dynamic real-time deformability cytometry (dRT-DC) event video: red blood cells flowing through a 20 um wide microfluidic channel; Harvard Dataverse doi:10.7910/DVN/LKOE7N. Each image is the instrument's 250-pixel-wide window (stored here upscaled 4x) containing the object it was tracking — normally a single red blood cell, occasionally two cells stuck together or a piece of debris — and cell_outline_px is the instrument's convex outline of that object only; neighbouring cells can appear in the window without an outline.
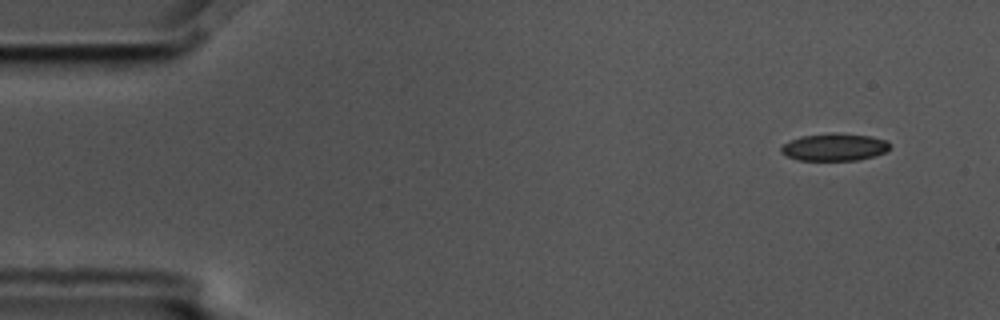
{"species": "common noctule bat (a hibernating species)", "species_latin": "Nyctalus noctula", "temperature_condition": "cold", "stored_images_in_passage": 12, "camera_frame_rate_fps": 3000, "um_per_image_px": 0.085, "animal": {"sex": "male", "body_mass_g": 17.5, "forearm_length_mm": 52.3}, "frame": {"image": 1, "passage_image": 1, "time_ms": 0.0, "image_size_px": [1000, 320], "cell_outline_px": [[888, 148], [884, 152], [876, 156], [860, 160], [796, 160], [780, 152], [780, 148], [784, 144], [800, 136], [832, 132], [836, 132], [872, 136], [888, 140]], "centroid_in_image_um": [70.93, 12.49], "position_along_channel_um": 14.1, "area_um2": 17.51}}
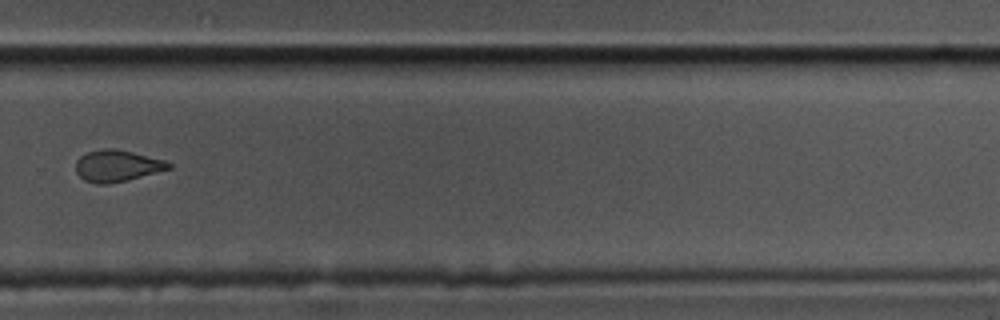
{"frame": {"image": 2, "passage_image": 10, "time_ms": 3.0, "image_size_px": [1000, 320], "cell_outline_px": [[172, 168], [128, 180], [108, 184], [96, 184], [84, 180], [76, 172], [76, 160], [80, 156], [88, 152], [100, 148], [116, 148], [164, 160], [172, 164]], "centroid_in_image_um": [9.94, 14.09], "position_along_channel_um": 319.9, "area_um2": 17.17}}
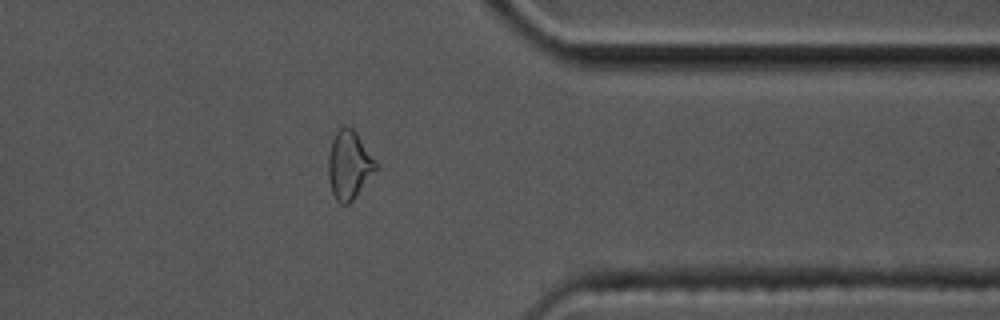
{"frame": {"image": 3, "passage_image": 12, "time_ms": 3.667, "image_size_px": [1000, 320], "cell_outline_px": [[380, 164], [356, 196], [348, 204], [340, 204], [336, 200], [332, 192], [328, 176], [328, 156], [332, 140], [336, 132], [344, 124], [352, 128], [356, 132]], "centroid_in_image_um": [29.68, 14.0], "position_along_channel_um": 381.7, "area_um2": 19.07}}